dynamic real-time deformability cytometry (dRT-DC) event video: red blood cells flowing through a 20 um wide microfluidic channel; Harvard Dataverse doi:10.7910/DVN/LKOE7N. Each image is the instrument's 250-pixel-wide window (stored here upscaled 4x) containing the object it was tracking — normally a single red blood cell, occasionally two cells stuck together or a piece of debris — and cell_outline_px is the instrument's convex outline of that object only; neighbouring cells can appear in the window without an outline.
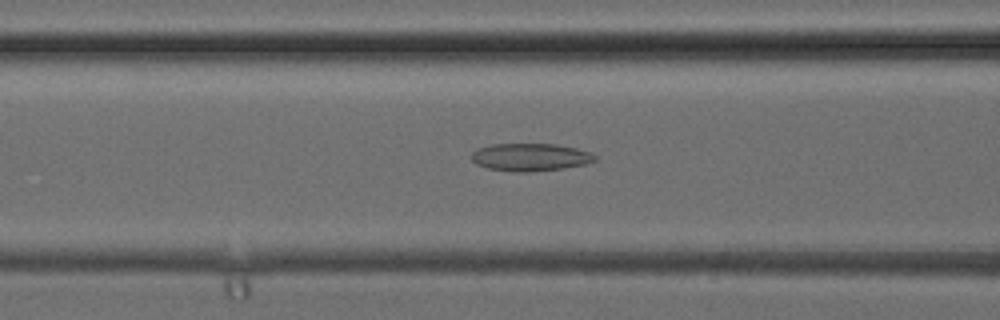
{"species": "common noctule bat (a hibernating species)", "species_latin": "Nyctalus noctula", "temperature_condition": "cold", "stored_images_in_passage": 35, "camera_frame_rate_fps": 3000, "um_per_image_px": 0.085, "animal": {"sex": "female", "body_mass_g": 24.6, "forearm_length_mm": 56.2}, "frame": {"image": 1, "passage_image": 12, "time_ms": 3.667, "image_size_px": [1000, 320], "cell_outline_px": [[596, 160], [584, 164], [564, 168], [528, 172], [516, 172], [488, 168], [476, 164], [472, 160], [472, 152], [480, 148], [492, 144], [556, 144], [576, 148], [592, 152], [596, 156]], "centroid_in_image_um": [45.1, 13.36], "position_along_channel_um": 121.5, "area_um2": 19.83}}
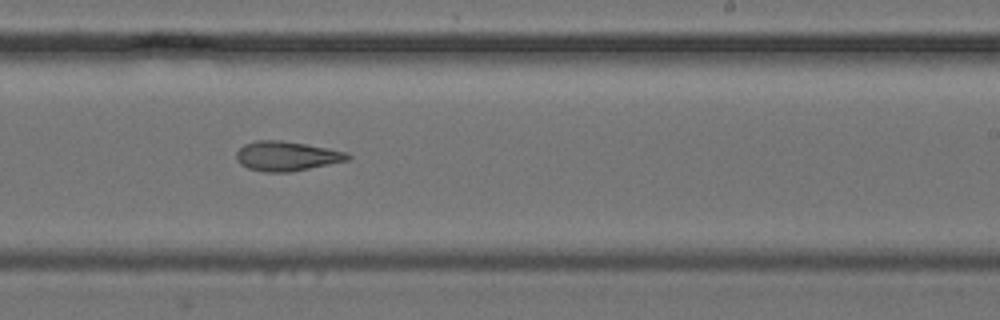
{"frame": {"image": 2, "passage_image": 20, "time_ms": 6.333, "image_size_px": [1000, 320], "cell_outline_px": [[352, 156], [348, 160], [292, 172], [264, 172], [248, 168], [240, 164], [236, 160], [236, 152], [244, 144], [256, 140], [280, 140], [328, 148], [344, 152]], "centroid_in_image_um": [24.32, 13.27], "position_along_channel_um": 264.7, "area_um2": 19.13}}
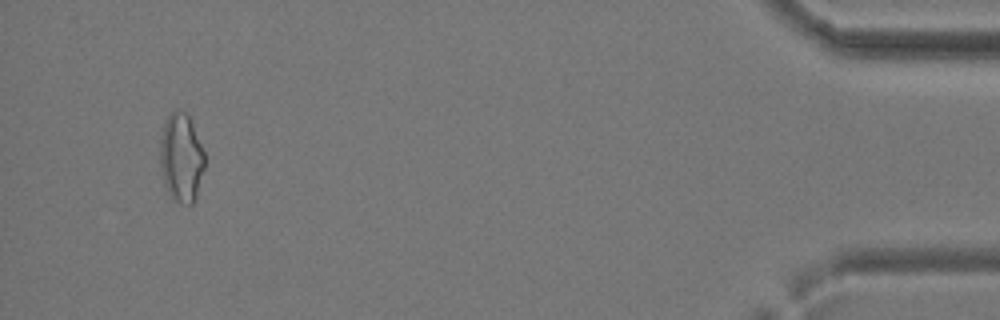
{"frame": {"image": 3, "passage_image": 33, "time_ms": 10.667, "image_size_px": [1000, 320], "cell_outline_px": [[204, 168], [196, 200], [192, 204], [180, 204], [172, 200], [164, 184], [160, 168], [160, 140], [164, 120], [176, 108], [184, 112], [188, 116], [192, 124], [204, 152]], "centroid_in_image_um": [15.39, 13.45], "position_along_channel_um": 419.8, "area_um2": 23.29}}